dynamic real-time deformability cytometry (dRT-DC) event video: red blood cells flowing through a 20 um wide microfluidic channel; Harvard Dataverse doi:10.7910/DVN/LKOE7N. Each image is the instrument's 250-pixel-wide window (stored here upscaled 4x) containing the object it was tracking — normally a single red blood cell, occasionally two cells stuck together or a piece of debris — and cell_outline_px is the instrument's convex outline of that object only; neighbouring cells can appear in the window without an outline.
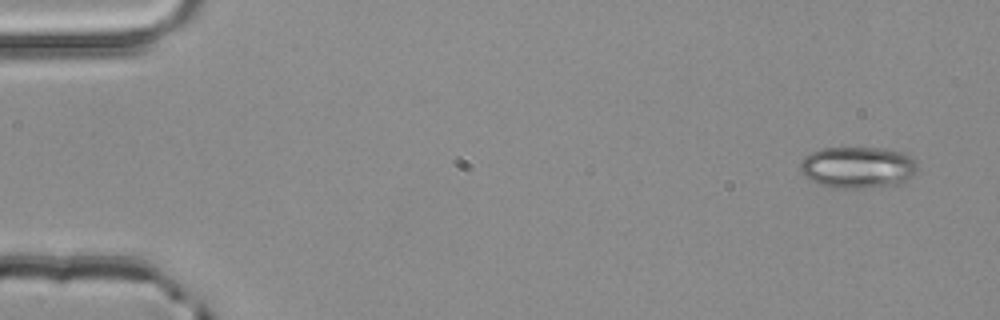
{"species": "common noctule bat (a hibernating species)", "species_latin": "Nyctalus noctula", "temperature_condition": "room temperature", "stored_images_in_passage": 3, "camera_frame_rate_fps": 3000, "um_per_image_px": 0.085, "animal": {"sex": "male", "body_mass_g": 20.4}, "frame": {"image": 1, "passage_image": 1, "time_ms": 0.0, "image_size_px": [1000, 320], "cell_outline_px": [[916, 172], [908, 180], [900, 184], [864, 188], [832, 188], [820, 184], [804, 176], [800, 168], [800, 164], [804, 156], [812, 152], [824, 148], [880, 148], [904, 152], [912, 156], [916, 160]], "centroid_in_image_um": [72.94, 14.23], "position_along_channel_um": 12.1, "area_um2": 28.55}}